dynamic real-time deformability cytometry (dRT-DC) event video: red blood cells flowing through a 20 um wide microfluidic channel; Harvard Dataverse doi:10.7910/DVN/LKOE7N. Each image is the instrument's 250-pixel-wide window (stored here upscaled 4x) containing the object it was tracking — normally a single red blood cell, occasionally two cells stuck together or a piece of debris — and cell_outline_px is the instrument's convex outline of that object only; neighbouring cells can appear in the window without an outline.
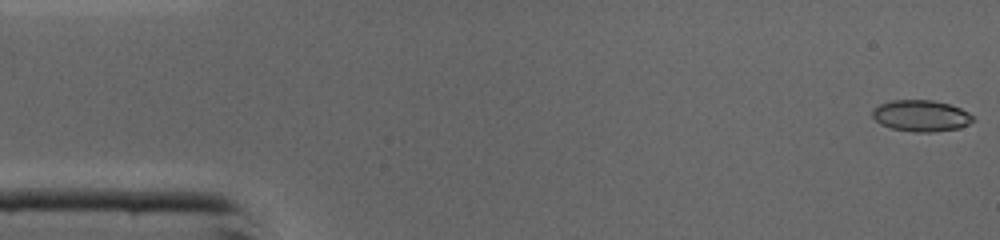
{"species": "common noctule bat (a hibernating species)", "species_latin": "Nyctalus noctula", "temperature_condition": "cold", "stored_images_in_passage": 45, "camera_frame_rate_fps": 3000, "um_per_image_px": 0.085, "animal": {"sex": "male", "body_mass_g": 19.0, "forearm_length_mm": 50.8}, "frame": {"image": 1, "passage_image": 1, "time_ms": 0.0, "image_size_px": [1000, 240], "cell_outline_px": [[976, 120], [960, 128], [932, 132], [916, 132], [892, 128], [880, 124], [872, 116], [872, 108], [880, 104], [892, 100], [932, 100], [948, 104], [960, 108], [968, 112]], "centroid_in_image_um": [78.28, 9.84], "position_along_channel_um": 6.7, "area_um2": 18.38}}
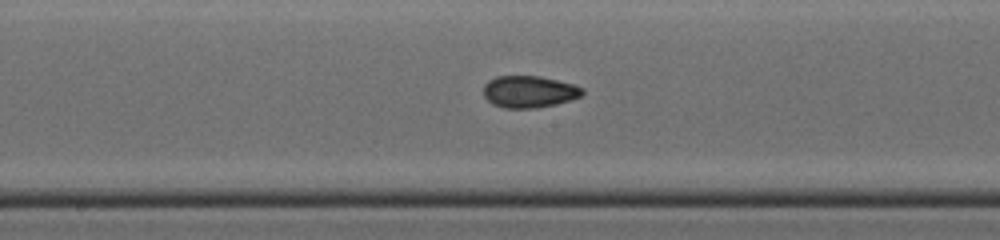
{"frame": {"image": 2, "passage_image": 23, "time_ms": 7.333, "image_size_px": [1000, 240], "cell_outline_px": [[584, 92], [580, 96], [556, 104], [536, 108], [504, 108], [492, 104], [484, 96], [484, 84], [488, 80], [496, 76], [540, 76], [572, 84], [584, 88]], "centroid_in_image_um": [44.94, 7.79], "position_along_channel_um": 203.3, "area_um2": 18.32}}
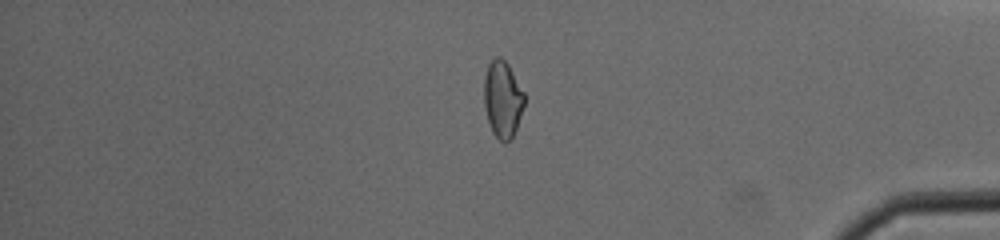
{"frame": {"image": 3, "passage_image": 38, "time_ms": 12.333, "image_size_px": [1000, 240], "cell_outline_px": [[524, 104], [516, 128], [512, 136], [508, 140], [500, 140], [492, 132], [488, 120], [484, 104], [484, 76], [488, 64], [496, 56], [500, 56], [508, 64], [524, 92]], "centroid_in_image_um": [42.71, 8.38], "position_along_channel_um": 392.5, "area_um2": 17.74}, "authors_computed_cell_mechanics": {"area_um2": 18.1492, "velocity_mm_per_s": 4.398, "shape_relaxation_time_tau1_ms": 6.6105, "shape_relaxation_time_tau2_ms": 2.403, "deformation_change_tau1": 0.1497, "deformation_change_tau2": 0.0611}}